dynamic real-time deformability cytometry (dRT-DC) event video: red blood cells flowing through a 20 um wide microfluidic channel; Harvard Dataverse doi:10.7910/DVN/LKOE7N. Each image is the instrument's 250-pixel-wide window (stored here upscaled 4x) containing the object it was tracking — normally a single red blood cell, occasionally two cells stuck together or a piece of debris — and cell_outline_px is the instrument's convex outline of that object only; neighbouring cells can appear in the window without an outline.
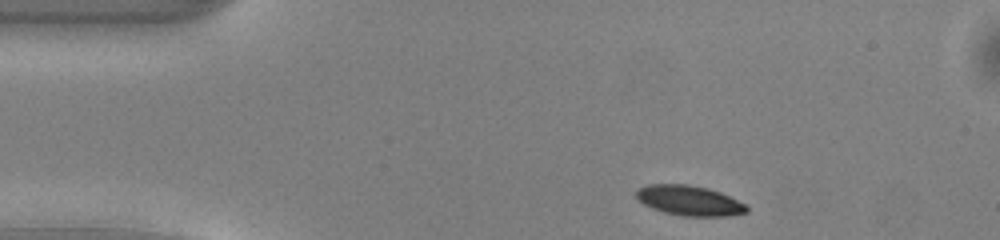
{"species": "common noctule bat (a hibernating species)", "species_latin": "Nyctalus noctula", "temperature_condition": "warm", "stored_images_in_passage": 43, "camera_frame_rate_fps": 3000, "um_per_image_px": 0.085, "animal": {"sex": "male", "body_mass_g": 13.0, "forearm_length_mm": 53.1}, "frame": {"image": 1, "passage_image": 1, "time_ms": 0.0, "image_size_px": [1000, 240], "cell_outline_px": [[748, 212], [732, 216], [680, 216], [664, 212], [652, 208], [644, 204], [636, 196], [636, 188], [648, 184], [688, 184], [708, 188], [720, 192], [748, 204]], "centroid_in_image_um": [58.63, 17.05], "position_along_channel_um": 26.4, "area_um2": 19.59}}
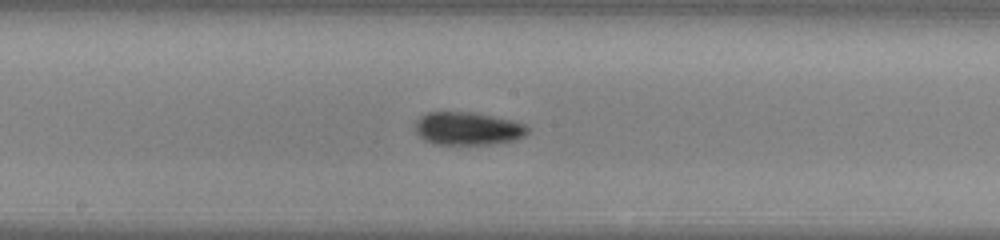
{"frame": {"image": 2, "passage_image": 19, "time_ms": 6.0, "image_size_px": [1000, 240], "cell_outline_px": [[528, 132], [524, 136], [516, 140], [492, 144], [436, 144], [424, 140], [416, 132], [412, 124], [420, 116], [428, 112], [476, 112], [512, 120], [524, 124], [528, 128]], "centroid_in_image_um": [39.73, 10.92], "position_along_channel_um": 208.5, "area_um2": 21.85}}
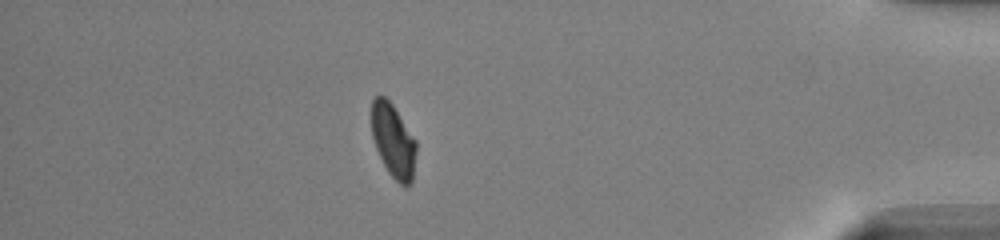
{"frame": {"image": 3, "passage_image": 37, "time_ms": 12.0, "image_size_px": [1000, 240], "cell_outline_px": [[416, 152], [412, 180], [408, 184], [400, 184], [388, 172], [376, 148], [372, 136], [372, 100], [376, 96], [384, 96], [392, 104], [416, 140]], "centroid_in_image_um": [33.42, 11.94], "position_along_channel_um": 401.8, "area_um2": 18.79}, "authors_computed_cell_mechanics": {"area_um2": 20.4612, "velocity_mm_per_s": 4.0353, "shape_relaxation_time_tau1_ms": 2.5483, "shape_relaxation_time_tau2_ms": 8.8784, "deformation_change_tau1": 0.1077, "deformation_change_tau2": 0.1163}}